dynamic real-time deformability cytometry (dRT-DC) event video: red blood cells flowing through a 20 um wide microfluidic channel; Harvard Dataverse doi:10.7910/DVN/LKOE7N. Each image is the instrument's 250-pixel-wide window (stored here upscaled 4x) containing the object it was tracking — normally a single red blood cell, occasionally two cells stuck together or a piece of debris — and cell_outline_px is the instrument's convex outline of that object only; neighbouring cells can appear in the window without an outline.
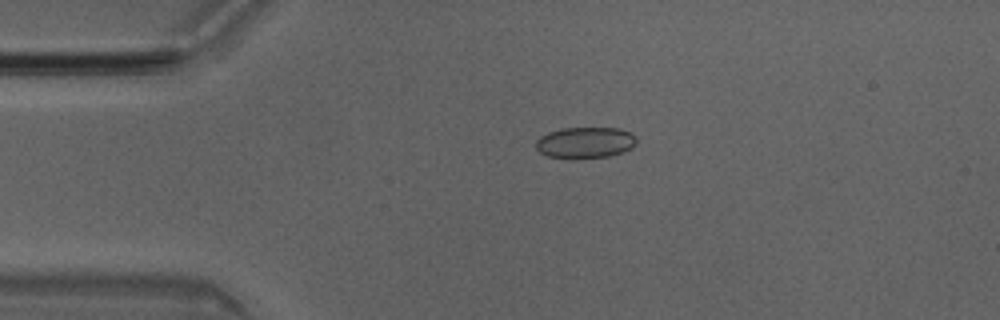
{"species": "Egyptian fruit bat (a non-hibernating species)", "species_latin": "Rousettus aegyptiacus", "temperature_condition": "room temperature", "stored_images_in_passage": 49, "camera_frame_rate_fps": 3000, "um_per_image_px": 0.085, "animal": {"sex": "male"}, "frame": {"image": 1, "passage_image": 11, "time_ms": 3.333, "image_size_px": [1000, 320], "cell_outline_px": [[636, 144], [632, 148], [624, 152], [608, 156], [572, 160], [548, 156], [540, 152], [536, 148], [536, 140], [540, 136], [548, 132], [564, 128], [620, 128], [632, 132], [636, 136]], "centroid_in_image_um": [49.76, 12.13], "position_along_channel_um": 35.2, "area_um2": 18.73}}
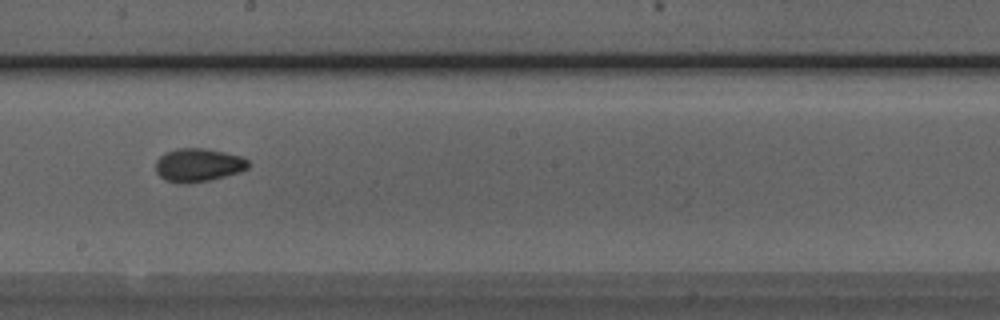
{"frame": {"image": 2, "passage_image": 28, "time_ms": 9.0, "image_size_px": [1000, 320], "cell_outline_px": [[248, 168], [240, 172], [208, 180], [188, 184], [176, 184], [164, 180], [156, 172], [156, 160], [164, 152], [176, 148], [204, 148], [244, 156], [248, 160]], "centroid_in_image_um": [16.82, 14.03], "position_along_channel_um": 231.4, "area_um2": 18.26}}
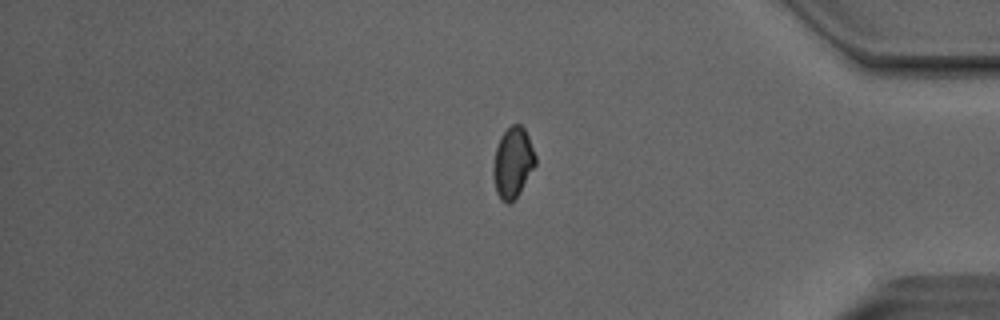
{"frame": {"image": 3, "passage_image": 42, "time_ms": 13.667, "image_size_px": [1000, 320], "cell_outline_px": [[536, 164], [516, 196], [508, 204], [500, 200], [496, 192], [492, 176], [492, 168], [496, 148], [500, 136], [512, 124], [520, 124], [524, 128], [528, 136], [536, 156]], "centroid_in_image_um": [43.56, 13.81], "position_along_channel_um": 391.6, "area_um2": 17.22}, "authors_computed_cell_mechanics": {"area_um2": 17.629, "velocity_mm_per_s": 4.0546, "shape_relaxation_time_tau1_ms": 3.7295, "shape_relaxation_time_tau2_ms": 1.5899, "deformation_change_tau1": 0.0833, "deformation_change_tau2": 0.0452}}